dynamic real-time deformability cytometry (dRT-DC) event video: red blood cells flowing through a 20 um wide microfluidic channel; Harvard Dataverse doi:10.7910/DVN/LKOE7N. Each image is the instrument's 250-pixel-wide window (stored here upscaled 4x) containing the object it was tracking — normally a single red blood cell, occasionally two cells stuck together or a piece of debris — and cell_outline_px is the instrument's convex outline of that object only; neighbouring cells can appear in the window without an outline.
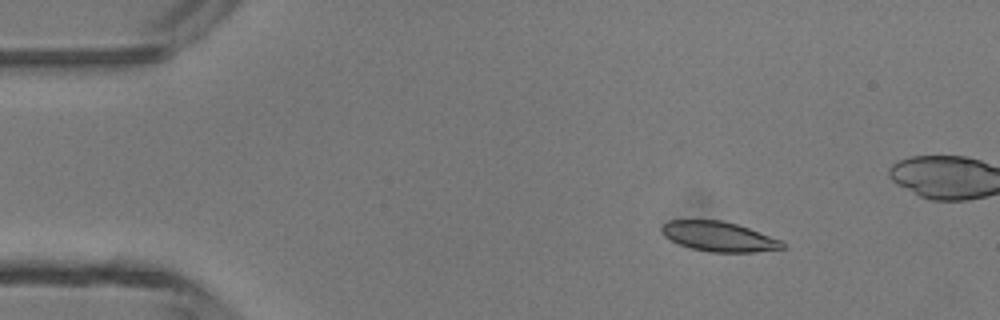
{"species": "common noctule bat (a hibernating species)", "species_latin": "Nyctalus noctula", "temperature_condition": "room temperature", "stored_images_in_passage": 5, "camera_frame_rate_fps": 3000, "um_per_image_px": 0.085, "animal": {"sex": "male", "body_mass_g": 13.3}, "frame": {"image": 1, "passage_image": 2, "time_ms": 1.333, "image_size_px": [1000, 320], "cell_outline_px": [[784, 248], [756, 252], [712, 252], [692, 248], [680, 244], [664, 236], [660, 232], [660, 228], [668, 220], [720, 220], [736, 224], [748, 228], [780, 240], [784, 244]], "centroid_in_image_um": [61.07, 20.1], "position_along_channel_um": 23.9, "area_um2": 20.69}}